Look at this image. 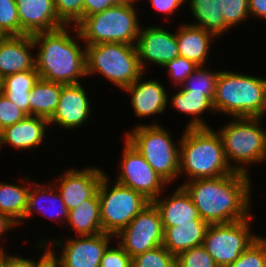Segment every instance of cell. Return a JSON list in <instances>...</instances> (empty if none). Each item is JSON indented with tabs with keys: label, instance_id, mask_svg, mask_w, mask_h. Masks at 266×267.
Returning a JSON list of instances; mask_svg holds the SVG:
<instances>
[{
	"label": "cell",
	"instance_id": "cell-25",
	"mask_svg": "<svg viewBox=\"0 0 266 267\" xmlns=\"http://www.w3.org/2000/svg\"><path fill=\"white\" fill-rule=\"evenodd\" d=\"M68 223L75 230L76 237L103 233L98 192L69 210L66 225Z\"/></svg>",
	"mask_w": 266,
	"mask_h": 267
},
{
	"label": "cell",
	"instance_id": "cell-1",
	"mask_svg": "<svg viewBox=\"0 0 266 267\" xmlns=\"http://www.w3.org/2000/svg\"><path fill=\"white\" fill-rule=\"evenodd\" d=\"M251 178L236 172L216 178H199L183 182L198 209L199 216L209 225L231 223L249 217Z\"/></svg>",
	"mask_w": 266,
	"mask_h": 267
},
{
	"label": "cell",
	"instance_id": "cell-44",
	"mask_svg": "<svg viewBox=\"0 0 266 267\" xmlns=\"http://www.w3.org/2000/svg\"><path fill=\"white\" fill-rule=\"evenodd\" d=\"M249 14L252 17L266 18V0H248Z\"/></svg>",
	"mask_w": 266,
	"mask_h": 267
},
{
	"label": "cell",
	"instance_id": "cell-31",
	"mask_svg": "<svg viewBox=\"0 0 266 267\" xmlns=\"http://www.w3.org/2000/svg\"><path fill=\"white\" fill-rule=\"evenodd\" d=\"M220 71H211L204 66H198L180 85L183 90L191 93H203L214 101L217 78Z\"/></svg>",
	"mask_w": 266,
	"mask_h": 267
},
{
	"label": "cell",
	"instance_id": "cell-22",
	"mask_svg": "<svg viewBox=\"0 0 266 267\" xmlns=\"http://www.w3.org/2000/svg\"><path fill=\"white\" fill-rule=\"evenodd\" d=\"M179 56L193 61L198 66H204L209 56L212 38L210 32L201 27L182 24L176 32Z\"/></svg>",
	"mask_w": 266,
	"mask_h": 267
},
{
	"label": "cell",
	"instance_id": "cell-16",
	"mask_svg": "<svg viewBox=\"0 0 266 267\" xmlns=\"http://www.w3.org/2000/svg\"><path fill=\"white\" fill-rule=\"evenodd\" d=\"M82 84L62 86L57 109L49 120V126L57 124L61 128L74 129L84 124L92 108ZM91 108V109H90Z\"/></svg>",
	"mask_w": 266,
	"mask_h": 267
},
{
	"label": "cell",
	"instance_id": "cell-29",
	"mask_svg": "<svg viewBox=\"0 0 266 267\" xmlns=\"http://www.w3.org/2000/svg\"><path fill=\"white\" fill-rule=\"evenodd\" d=\"M193 17L196 23L191 25L201 27L216 38L231 29L226 23L221 10V0H190Z\"/></svg>",
	"mask_w": 266,
	"mask_h": 267
},
{
	"label": "cell",
	"instance_id": "cell-49",
	"mask_svg": "<svg viewBox=\"0 0 266 267\" xmlns=\"http://www.w3.org/2000/svg\"><path fill=\"white\" fill-rule=\"evenodd\" d=\"M137 1H139V0H133V4L137 3Z\"/></svg>",
	"mask_w": 266,
	"mask_h": 267
},
{
	"label": "cell",
	"instance_id": "cell-8",
	"mask_svg": "<svg viewBox=\"0 0 266 267\" xmlns=\"http://www.w3.org/2000/svg\"><path fill=\"white\" fill-rule=\"evenodd\" d=\"M135 126L125 137L168 184L179 177L180 142L176 146L171 134L158 123Z\"/></svg>",
	"mask_w": 266,
	"mask_h": 267
},
{
	"label": "cell",
	"instance_id": "cell-6",
	"mask_svg": "<svg viewBox=\"0 0 266 267\" xmlns=\"http://www.w3.org/2000/svg\"><path fill=\"white\" fill-rule=\"evenodd\" d=\"M134 4H117L86 16L76 27L86 45L124 43L135 45L141 25Z\"/></svg>",
	"mask_w": 266,
	"mask_h": 267
},
{
	"label": "cell",
	"instance_id": "cell-12",
	"mask_svg": "<svg viewBox=\"0 0 266 267\" xmlns=\"http://www.w3.org/2000/svg\"><path fill=\"white\" fill-rule=\"evenodd\" d=\"M115 237L131 257L163 245L164 228L158 208L153 202L147 204Z\"/></svg>",
	"mask_w": 266,
	"mask_h": 267
},
{
	"label": "cell",
	"instance_id": "cell-24",
	"mask_svg": "<svg viewBox=\"0 0 266 267\" xmlns=\"http://www.w3.org/2000/svg\"><path fill=\"white\" fill-rule=\"evenodd\" d=\"M33 185L34 184H31L30 186L27 209L23 216V219L25 220L30 218L32 214L37 211V213H44V216L46 215L48 218H51L52 220H55L57 222L58 219L65 218V220L63 221H65L66 223L69 210L65 206L57 189L52 187V185L43 184L42 186H40L39 183L37 185L35 184L34 187ZM42 199L45 200L42 201ZM50 205L52 206V208L50 207ZM50 209L52 211H50Z\"/></svg>",
	"mask_w": 266,
	"mask_h": 267
},
{
	"label": "cell",
	"instance_id": "cell-30",
	"mask_svg": "<svg viewBox=\"0 0 266 267\" xmlns=\"http://www.w3.org/2000/svg\"><path fill=\"white\" fill-rule=\"evenodd\" d=\"M29 185L19 186L0 182V212L8 215L18 225L27 209Z\"/></svg>",
	"mask_w": 266,
	"mask_h": 267
},
{
	"label": "cell",
	"instance_id": "cell-28",
	"mask_svg": "<svg viewBox=\"0 0 266 267\" xmlns=\"http://www.w3.org/2000/svg\"><path fill=\"white\" fill-rule=\"evenodd\" d=\"M63 85L39 78L30 91L28 99L30 115L50 120L57 109Z\"/></svg>",
	"mask_w": 266,
	"mask_h": 267
},
{
	"label": "cell",
	"instance_id": "cell-26",
	"mask_svg": "<svg viewBox=\"0 0 266 267\" xmlns=\"http://www.w3.org/2000/svg\"><path fill=\"white\" fill-rule=\"evenodd\" d=\"M177 87L178 92L170 98V104H172L170 106L178 110V112L192 116L186 128L209 127L200 115L208 110L211 113H215L213 101L203 93H191L189 90Z\"/></svg>",
	"mask_w": 266,
	"mask_h": 267
},
{
	"label": "cell",
	"instance_id": "cell-36",
	"mask_svg": "<svg viewBox=\"0 0 266 267\" xmlns=\"http://www.w3.org/2000/svg\"><path fill=\"white\" fill-rule=\"evenodd\" d=\"M83 1L54 0L57 16L65 26H77L83 20Z\"/></svg>",
	"mask_w": 266,
	"mask_h": 267
},
{
	"label": "cell",
	"instance_id": "cell-9",
	"mask_svg": "<svg viewBox=\"0 0 266 267\" xmlns=\"http://www.w3.org/2000/svg\"><path fill=\"white\" fill-rule=\"evenodd\" d=\"M109 181L104 174L98 186L100 217L103 232L116 236L150 201L118 182L110 187Z\"/></svg>",
	"mask_w": 266,
	"mask_h": 267
},
{
	"label": "cell",
	"instance_id": "cell-10",
	"mask_svg": "<svg viewBox=\"0 0 266 267\" xmlns=\"http://www.w3.org/2000/svg\"><path fill=\"white\" fill-rule=\"evenodd\" d=\"M252 219L250 215L244 220L209 225L203 246L219 267L234 263L260 237L250 231Z\"/></svg>",
	"mask_w": 266,
	"mask_h": 267
},
{
	"label": "cell",
	"instance_id": "cell-5",
	"mask_svg": "<svg viewBox=\"0 0 266 267\" xmlns=\"http://www.w3.org/2000/svg\"><path fill=\"white\" fill-rule=\"evenodd\" d=\"M232 119L218 130L224 154L233 171L249 175L245 165L266 160V131L261 127V117Z\"/></svg>",
	"mask_w": 266,
	"mask_h": 267
},
{
	"label": "cell",
	"instance_id": "cell-34",
	"mask_svg": "<svg viewBox=\"0 0 266 267\" xmlns=\"http://www.w3.org/2000/svg\"><path fill=\"white\" fill-rule=\"evenodd\" d=\"M0 30L6 36L23 35L15 0H0Z\"/></svg>",
	"mask_w": 266,
	"mask_h": 267
},
{
	"label": "cell",
	"instance_id": "cell-47",
	"mask_svg": "<svg viewBox=\"0 0 266 267\" xmlns=\"http://www.w3.org/2000/svg\"><path fill=\"white\" fill-rule=\"evenodd\" d=\"M6 35L0 30V39L5 38Z\"/></svg>",
	"mask_w": 266,
	"mask_h": 267
},
{
	"label": "cell",
	"instance_id": "cell-11",
	"mask_svg": "<svg viewBox=\"0 0 266 267\" xmlns=\"http://www.w3.org/2000/svg\"><path fill=\"white\" fill-rule=\"evenodd\" d=\"M112 237L115 236L103 232L92 236L70 238L65 242L55 239L52 245L41 239L38 245L42 250H47L57 267H99L104 251L111 245ZM51 246L62 248L60 257L56 256Z\"/></svg>",
	"mask_w": 266,
	"mask_h": 267
},
{
	"label": "cell",
	"instance_id": "cell-18",
	"mask_svg": "<svg viewBox=\"0 0 266 267\" xmlns=\"http://www.w3.org/2000/svg\"><path fill=\"white\" fill-rule=\"evenodd\" d=\"M36 48L31 35L6 36L0 39V79L10 74L35 69Z\"/></svg>",
	"mask_w": 266,
	"mask_h": 267
},
{
	"label": "cell",
	"instance_id": "cell-35",
	"mask_svg": "<svg viewBox=\"0 0 266 267\" xmlns=\"http://www.w3.org/2000/svg\"><path fill=\"white\" fill-rule=\"evenodd\" d=\"M176 267H219L206 248L201 245L176 256Z\"/></svg>",
	"mask_w": 266,
	"mask_h": 267
},
{
	"label": "cell",
	"instance_id": "cell-41",
	"mask_svg": "<svg viewBox=\"0 0 266 267\" xmlns=\"http://www.w3.org/2000/svg\"><path fill=\"white\" fill-rule=\"evenodd\" d=\"M117 4H133V0H84L83 19L86 16L100 13L106 8L115 6Z\"/></svg>",
	"mask_w": 266,
	"mask_h": 267
},
{
	"label": "cell",
	"instance_id": "cell-40",
	"mask_svg": "<svg viewBox=\"0 0 266 267\" xmlns=\"http://www.w3.org/2000/svg\"><path fill=\"white\" fill-rule=\"evenodd\" d=\"M108 246L99 267H132V257L119 245Z\"/></svg>",
	"mask_w": 266,
	"mask_h": 267
},
{
	"label": "cell",
	"instance_id": "cell-32",
	"mask_svg": "<svg viewBox=\"0 0 266 267\" xmlns=\"http://www.w3.org/2000/svg\"><path fill=\"white\" fill-rule=\"evenodd\" d=\"M132 267H176V257L161 245L132 257Z\"/></svg>",
	"mask_w": 266,
	"mask_h": 267
},
{
	"label": "cell",
	"instance_id": "cell-39",
	"mask_svg": "<svg viewBox=\"0 0 266 267\" xmlns=\"http://www.w3.org/2000/svg\"><path fill=\"white\" fill-rule=\"evenodd\" d=\"M26 116L25 112L10 101L4 93L0 92V130L21 121Z\"/></svg>",
	"mask_w": 266,
	"mask_h": 267
},
{
	"label": "cell",
	"instance_id": "cell-17",
	"mask_svg": "<svg viewBox=\"0 0 266 267\" xmlns=\"http://www.w3.org/2000/svg\"><path fill=\"white\" fill-rule=\"evenodd\" d=\"M23 35L53 31L65 26L58 18L54 0H15Z\"/></svg>",
	"mask_w": 266,
	"mask_h": 267
},
{
	"label": "cell",
	"instance_id": "cell-7",
	"mask_svg": "<svg viewBox=\"0 0 266 267\" xmlns=\"http://www.w3.org/2000/svg\"><path fill=\"white\" fill-rule=\"evenodd\" d=\"M86 75L99 73L121 90L143 73L135 45L100 43L85 46Z\"/></svg>",
	"mask_w": 266,
	"mask_h": 267
},
{
	"label": "cell",
	"instance_id": "cell-38",
	"mask_svg": "<svg viewBox=\"0 0 266 267\" xmlns=\"http://www.w3.org/2000/svg\"><path fill=\"white\" fill-rule=\"evenodd\" d=\"M197 67L198 65L193 61L181 56L163 66V68L168 69V76L171 78L172 84L174 82L176 86H180Z\"/></svg>",
	"mask_w": 266,
	"mask_h": 267
},
{
	"label": "cell",
	"instance_id": "cell-19",
	"mask_svg": "<svg viewBox=\"0 0 266 267\" xmlns=\"http://www.w3.org/2000/svg\"><path fill=\"white\" fill-rule=\"evenodd\" d=\"M142 78L141 75L124 89L131 95L130 100L135 115L144 118L164 112L169 98L164 86L156 79L142 82Z\"/></svg>",
	"mask_w": 266,
	"mask_h": 267
},
{
	"label": "cell",
	"instance_id": "cell-14",
	"mask_svg": "<svg viewBox=\"0 0 266 267\" xmlns=\"http://www.w3.org/2000/svg\"><path fill=\"white\" fill-rule=\"evenodd\" d=\"M141 27L135 44L139 62L143 71L146 61L164 66L179 56L176 32L171 33L162 26Z\"/></svg>",
	"mask_w": 266,
	"mask_h": 267
},
{
	"label": "cell",
	"instance_id": "cell-4",
	"mask_svg": "<svg viewBox=\"0 0 266 267\" xmlns=\"http://www.w3.org/2000/svg\"><path fill=\"white\" fill-rule=\"evenodd\" d=\"M213 105L215 113L233 118H263L266 114V78L220 71Z\"/></svg>",
	"mask_w": 266,
	"mask_h": 267
},
{
	"label": "cell",
	"instance_id": "cell-20",
	"mask_svg": "<svg viewBox=\"0 0 266 267\" xmlns=\"http://www.w3.org/2000/svg\"><path fill=\"white\" fill-rule=\"evenodd\" d=\"M49 120L27 115L21 121L1 130L0 149L3 144H10L16 149H29L42 145L45 140Z\"/></svg>",
	"mask_w": 266,
	"mask_h": 267
},
{
	"label": "cell",
	"instance_id": "cell-48",
	"mask_svg": "<svg viewBox=\"0 0 266 267\" xmlns=\"http://www.w3.org/2000/svg\"><path fill=\"white\" fill-rule=\"evenodd\" d=\"M5 249H3V247H0V253L4 252Z\"/></svg>",
	"mask_w": 266,
	"mask_h": 267
},
{
	"label": "cell",
	"instance_id": "cell-43",
	"mask_svg": "<svg viewBox=\"0 0 266 267\" xmlns=\"http://www.w3.org/2000/svg\"><path fill=\"white\" fill-rule=\"evenodd\" d=\"M151 5L155 10L162 14L171 15L176 9H179L181 4L188 0H150Z\"/></svg>",
	"mask_w": 266,
	"mask_h": 267
},
{
	"label": "cell",
	"instance_id": "cell-45",
	"mask_svg": "<svg viewBox=\"0 0 266 267\" xmlns=\"http://www.w3.org/2000/svg\"><path fill=\"white\" fill-rule=\"evenodd\" d=\"M18 226V224L12 220L8 215L3 214L0 212V237L4 235V233L10 231V228H13L14 226Z\"/></svg>",
	"mask_w": 266,
	"mask_h": 267
},
{
	"label": "cell",
	"instance_id": "cell-33",
	"mask_svg": "<svg viewBox=\"0 0 266 267\" xmlns=\"http://www.w3.org/2000/svg\"><path fill=\"white\" fill-rule=\"evenodd\" d=\"M225 267H266V238L259 237L234 263Z\"/></svg>",
	"mask_w": 266,
	"mask_h": 267
},
{
	"label": "cell",
	"instance_id": "cell-46",
	"mask_svg": "<svg viewBox=\"0 0 266 267\" xmlns=\"http://www.w3.org/2000/svg\"><path fill=\"white\" fill-rule=\"evenodd\" d=\"M34 267H57L55 261L47 253V250L39 258V262Z\"/></svg>",
	"mask_w": 266,
	"mask_h": 267
},
{
	"label": "cell",
	"instance_id": "cell-27",
	"mask_svg": "<svg viewBox=\"0 0 266 267\" xmlns=\"http://www.w3.org/2000/svg\"><path fill=\"white\" fill-rule=\"evenodd\" d=\"M36 68L24 72L10 74L1 79V92L19 107L20 110L30 115V91L39 79Z\"/></svg>",
	"mask_w": 266,
	"mask_h": 267
},
{
	"label": "cell",
	"instance_id": "cell-2",
	"mask_svg": "<svg viewBox=\"0 0 266 267\" xmlns=\"http://www.w3.org/2000/svg\"><path fill=\"white\" fill-rule=\"evenodd\" d=\"M68 27L32 35L35 47H40L35 68L43 80L67 85L79 84V78L87 77L85 45L81 47L76 40L80 37L77 27L75 38L68 34Z\"/></svg>",
	"mask_w": 266,
	"mask_h": 267
},
{
	"label": "cell",
	"instance_id": "cell-13",
	"mask_svg": "<svg viewBox=\"0 0 266 267\" xmlns=\"http://www.w3.org/2000/svg\"><path fill=\"white\" fill-rule=\"evenodd\" d=\"M122 162L116 182L130 187L153 202L169 185L148 164L141 153L125 138Z\"/></svg>",
	"mask_w": 266,
	"mask_h": 267
},
{
	"label": "cell",
	"instance_id": "cell-21",
	"mask_svg": "<svg viewBox=\"0 0 266 267\" xmlns=\"http://www.w3.org/2000/svg\"><path fill=\"white\" fill-rule=\"evenodd\" d=\"M164 198L158 197L153 201L160 212L163 226H177L201 219L191 197L181 185L171 196Z\"/></svg>",
	"mask_w": 266,
	"mask_h": 267
},
{
	"label": "cell",
	"instance_id": "cell-3",
	"mask_svg": "<svg viewBox=\"0 0 266 267\" xmlns=\"http://www.w3.org/2000/svg\"><path fill=\"white\" fill-rule=\"evenodd\" d=\"M179 142V176L186 174V182L199 178H216L234 172L226 160L221 137L214 128H186Z\"/></svg>",
	"mask_w": 266,
	"mask_h": 267
},
{
	"label": "cell",
	"instance_id": "cell-42",
	"mask_svg": "<svg viewBox=\"0 0 266 267\" xmlns=\"http://www.w3.org/2000/svg\"><path fill=\"white\" fill-rule=\"evenodd\" d=\"M7 253H0V267H34L39 261H34L29 258H22L13 255H6Z\"/></svg>",
	"mask_w": 266,
	"mask_h": 267
},
{
	"label": "cell",
	"instance_id": "cell-15",
	"mask_svg": "<svg viewBox=\"0 0 266 267\" xmlns=\"http://www.w3.org/2000/svg\"><path fill=\"white\" fill-rule=\"evenodd\" d=\"M104 173L98 167H87L81 170L68 169L63 175H59L56 189L67 209L71 210L82 201L90 199L97 192Z\"/></svg>",
	"mask_w": 266,
	"mask_h": 267
},
{
	"label": "cell",
	"instance_id": "cell-23",
	"mask_svg": "<svg viewBox=\"0 0 266 267\" xmlns=\"http://www.w3.org/2000/svg\"><path fill=\"white\" fill-rule=\"evenodd\" d=\"M208 227L209 224L202 219L177 226H163V246L176 257L183 251L203 245Z\"/></svg>",
	"mask_w": 266,
	"mask_h": 267
},
{
	"label": "cell",
	"instance_id": "cell-37",
	"mask_svg": "<svg viewBox=\"0 0 266 267\" xmlns=\"http://www.w3.org/2000/svg\"><path fill=\"white\" fill-rule=\"evenodd\" d=\"M221 10L230 28L250 17L248 0H221Z\"/></svg>",
	"mask_w": 266,
	"mask_h": 267
}]
</instances>
